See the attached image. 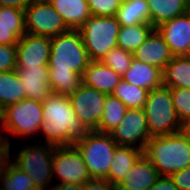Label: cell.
<instances>
[{
	"label": "cell",
	"mask_w": 190,
	"mask_h": 190,
	"mask_svg": "<svg viewBox=\"0 0 190 190\" xmlns=\"http://www.w3.org/2000/svg\"><path fill=\"white\" fill-rule=\"evenodd\" d=\"M42 108L44 122L39 135H44V143L54 147L69 146L89 132L76 116L68 96L51 93L42 102Z\"/></svg>",
	"instance_id": "cell-1"
},
{
	"label": "cell",
	"mask_w": 190,
	"mask_h": 190,
	"mask_svg": "<svg viewBox=\"0 0 190 190\" xmlns=\"http://www.w3.org/2000/svg\"><path fill=\"white\" fill-rule=\"evenodd\" d=\"M144 155L160 176H170L190 166V142L180 132L152 137Z\"/></svg>",
	"instance_id": "cell-2"
},
{
	"label": "cell",
	"mask_w": 190,
	"mask_h": 190,
	"mask_svg": "<svg viewBox=\"0 0 190 190\" xmlns=\"http://www.w3.org/2000/svg\"><path fill=\"white\" fill-rule=\"evenodd\" d=\"M54 149L47 143L25 144L16 152L12 150V163L33 179L38 190H51L55 177L52 169Z\"/></svg>",
	"instance_id": "cell-3"
},
{
	"label": "cell",
	"mask_w": 190,
	"mask_h": 190,
	"mask_svg": "<svg viewBox=\"0 0 190 190\" xmlns=\"http://www.w3.org/2000/svg\"><path fill=\"white\" fill-rule=\"evenodd\" d=\"M90 62L78 30L70 29L51 38L49 70L73 71L82 75Z\"/></svg>",
	"instance_id": "cell-4"
},
{
	"label": "cell",
	"mask_w": 190,
	"mask_h": 190,
	"mask_svg": "<svg viewBox=\"0 0 190 190\" xmlns=\"http://www.w3.org/2000/svg\"><path fill=\"white\" fill-rule=\"evenodd\" d=\"M80 152L91 179L107 180L117 146L108 133L89 131L73 144Z\"/></svg>",
	"instance_id": "cell-5"
},
{
	"label": "cell",
	"mask_w": 190,
	"mask_h": 190,
	"mask_svg": "<svg viewBox=\"0 0 190 190\" xmlns=\"http://www.w3.org/2000/svg\"><path fill=\"white\" fill-rule=\"evenodd\" d=\"M42 101L23 99L1 111L0 134L8 132L14 137H36L44 122Z\"/></svg>",
	"instance_id": "cell-6"
},
{
	"label": "cell",
	"mask_w": 190,
	"mask_h": 190,
	"mask_svg": "<svg viewBox=\"0 0 190 190\" xmlns=\"http://www.w3.org/2000/svg\"><path fill=\"white\" fill-rule=\"evenodd\" d=\"M120 23L115 16H91L78 29L91 61H100L117 46Z\"/></svg>",
	"instance_id": "cell-7"
},
{
	"label": "cell",
	"mask_w": 190,
	"mask_h": 190,
	"mask_svg": "<svg viewBox=\"0 0 190 190\" xmlns=\"http://www.w3.org/2000/svg\"><path fill=\"white\" fill-rule=\"evenodd\" d=\"M143 110L151 138L179 132L181 122L173 106L170 88L162 86L149 91Z\"/></svg>",
	"instance_id": "cell-8"
},
{
	"label": "cell",
	"mask_w": 190,
	"mask_h": 190,
	"mask_svg": "<svg viewBox=\"0 0 190 190\" xmlns=\"http://www.w3.org/2000/svg\"><path fill=\"white\" fill-rule=\"evenodd\" d=\"M26 33L56 37L70 29L48 0H33L24 10Z\"/></svg>",
	"instance_id": "cell-9"
},
{
	"label": "cell",
	"mask_w": 190,
	"mask_h": 190,
	"mask_svg": "<svg viewBox=\"0 0 190 190\" xmlns=\"http://www.w3.org/2000/svg\"><path fill=\"white\" fill-rule=\"evenodd\" d=\"M56 184L83 185L92 180L79 150L74 145L55 147L52 161Z\"/></svg>",
	"instance_id": "cell-10"
},
{
	"label": "cell",
	"mask_w": 190,
	"mask_h": 190,
	"mask_svg": "<svg viewBox=\"0 0 190 190\" xmlns=\"http://www.w3.org/2000/svg\"><path fill=\"white\" fill-rule=\"evenodd\" d=\"M117 145L145 151L151 136L143 109H128L118 126L109 133Z\"/></svg>",
	"instance_id": "cell-11"
},
{
	"label": "cell",
	"mask_w": 190,
	"mask_h": 190,
	"mask_svg": "<svg viewBox=\"0 0 190 190\" xmlns=\"http://www.w3.org/2000/svg\"><path fill=\"white\" fill-rule=\"evenodd\" d=\"M106 96L83 84L68 96L76 116L88 131L98 132Z\"/></svg>",
	"instance_id": "cell-12"
},
{
	"label": "cell",
	"mask_w": 190,
	"mask_h": 190,
	"mask_svg": "<svg viewBox=\"0 0 190 190\" xmlns=\"http://www.w3.org/2000/svg\"><path fill=\"white\" fill-rule=\"evenodd\" d=\"M17 47V67H38L49 64L51 38L26 33Z\"/></svg>",
	"instance_id": "cell-13"
},
{
	"label": "cell",
	"mask_w": 190,
	"mask_h": 190,
	"mask_svg": "<svg viewBox=\"0 0 190 190\" xmlns=\"http://www.w3.org/2000/svg\"><path fill=\"white\" fill-rule=\"evenodd\" d=\"M173 56H184L190 44V14L187 12L155 28Z\"/></svg>",
	"instance_id": "cell-14"
},
{
	"label": "cell",
	"mask_w": 190,
	"mask_h": 190,
	"mask_svg": "<svg viewBox=\"0 0 190 190\" xmlns=\"http://www.w3.org/2000/svg\"><path fill=\"white\" fill-rule=\"evenodd\" d=\"M16 72L26 91V98L45 101L52 93L49 84V66L17 67Z\"/></svg>",
	"instance_id": "cell-15"
},
{
	"label": "cell",
	"mask_w": 190,
	"mask_h": 190,
	"mask_svg": "<svg viewBox=\"0 0 190 190\" xmlns=\"http://www.w3.org/2000/svg\"><path fill=\"white\" fill-rule=\"evenodd\" d=\"M133 58L163 71L172 60L173 55L163 37L154 29L139 48L133 52Z\"/></svg>",
	"instance_id": "cell-16"
},
{
	"label": "cell",
	"mask_w": 190,
	"mask_h": 190,
	"mask_svg": "<svg viewBox=\"0 0 190 190\" xmlns=\"http://www.w3.org/2000/svg\"><path fill=\"white\" fill-rule=\"evenodd\" d=\"M122 80L112 68L100 61H91L82 74V84L110 95Z\"/></svg>",
	"instance_id": "cell-17"
},
{
	"label": "cell",
	"mask_w": 190,
	"mask_h": 190,
	"mask_svg": "<svg viewBox=\"0 0 190 190\" xmlns=\"http://www.w3.org/2000/svg\"><path fill=\"white\" fill-rule=\"evenodd\" d=\"M159 177L156 168L143 154L116 188L118 190H148Z\"/></svg>",
	"instance_id": "cell-18"
},
{
	"label": "cell",
	"mask_w": 190,
	"mask_h": 190,
	"mask_svg": "<svg viewBox=\"0 0 190 190\" xmlns=\"http://www.w3.org/2000/svg\"><path fill=\"white\" fill-rule=\"evenodd\" d=\"M122 79L139 88L147 89L148 91L163 86V74L161 69L134 58L130 68L122 76Z\"/></svg>",
	"instance_id": "cell-19"
},
{
	"label": "cell",
	"mask_w": 190,
	"mask_h": 190,
	"mask_svg": "<svg viewBox=\"0 0 190 190\" xmlns=\"http://www.w3.org/2000/svg\"><path fill=\"white\" fill-rule=\"evenodd\" d=\"M25 34L24 10L0 7V44H17Z\"/></svg>",
	"instance_id": "cell-20"
},
{
	"label": "cell",
	"mask_w": 190,
	"mask_h": 190,
	"mask_svg": "<svg viewBox=\"0 0 190 190\" xmlns=\"http://www.w3.org/2000/svg\"><path fill=\"white\" fill-rule=\"evenodd\" d=\"M48 1L71 30H78L92 16L87 0Z\"/></svg>",
	"instance_id": "cell-21"
},
{
	"label": "cell",
	"mask_w": 190,
	"mask_h": 190,
	"mask_svg": "<svg viewBox=\"0 0 190 190\" xmlns=\"http://www.w3.org/2000/svg\"><path fill=\"white\" fill-rule=\"evenodd\" d=\"M143 154L137 148L117 145L108 171V181L117 186Z\"/></svg>",
	"instance_id": "cell-22"
},
{
	"label": "cell",
	"mask_w": 190,
	"mask_h": 190,
	"mask_svg": "<svg viewBox=\"0 0 190 190\" xmlns=\"http://www.w3.org/2000/svg\"><path fill=\"white\" fill-rule=\"evenodd\" d=\"M150 11V24L159 25L187 13L188 0H146Z\"/></svg>",
	"instance_id": "cell-23"
},
{
	"label": "cell",
	"mask_w": 190,
	"mask_h": 190,
	"mask_svg": "<svg viewBox=\"0 0 190 190\" xmlns=\"http://www.w3.org/2000/svg\"><path fill=\"white\" fill-rule=\"evenodd\" d=\"M162 74L163 86L190 89V59L184 56H173Z\"/></svg>",
	"instance_id": "cell-24"
},
{
	"label": "cell",
	"mask_w": 190,
	"mask_h": 190,
	"mask_svg": "<svg viewBox=\"0 0 190 190\" xmlns=\"http://www.w3.org/2000/svg\"><path fill=\"white\" fill-rule=\"evenodd\" d=\"M115 17L121 26L150 23L148 2L146 0H122Z\"/></svg>",
	"instance_id": "cell-25"
},
{
	"label": "cell",
	"mask_w": 190,
	"mask_h": 190,
	"mask_svg": "<svg viewBox=\"0 0 190 190\" xmlns=\"http://www.w3.org/2000/svg\"><path fill=\"white\" fill-rule=\"evenodd\" d=\"M26 98V91L16 72H0V110Z\"/></svg>",
	"instance_id": "cell-26"
},
{
	"label": "cell",
	"mask_w": 190,
	"mask_h": 190,
	"mask_svg": "<svg viewBox=\"0 0 190 190\" xmlns=\"http://www.w3.org/2000/svg\"><path fill=\"white\" fill-rule=\"evenodd\" d=\"M155 28L150 23H141L133 26H121L117 46L133 53L146 40Z\"/></svg>",
	"instance_id": "cell-27"
},
{
	"label": "cell",
	"mask_w": 190,
	"mask_h": 190,
	"mask_svg": "<svg viewBox=\"0 0 190 190\" xmlns=\"http://www.w3.org/2000/svg\"><path fill=\"white\" fill-rule=\"evenodd\" d=\"M128 108L112 94L107 95L104 100L103 114L98 124V132L110 133L123 119Z\"/></svg>",
	"instance_id": "cell-28"
},
{
	"label": "cell",
	"mask_w": 190,
	"mask_h": 190,
	"mask_svg": "<svg viewBox=\"0 0 190 190\" xmlns=\"http://www.w3.org/2000/svg\"><path fill=\"white\" fill-rule=\"evenodd\" d=\"M52 93L69 96L82 85V75L73 71L49 70Z\"/></svg>",
	"instance_id": "cell-29"
},
{
	"label": "cell",
	"mask_w": 190,
	"mask_h": 190,
	"mask_svg": "<svg viewBox=\"0 0 190 190\" xmlns=\"http://www.w3.org/2000/svg\"><path fill=\"white\" fill-rule=\"evenodd\" d=\"M148 93L149 91L147 89L139 88L122 79L115 87L112 95L120 99L128 109H143Z\"/></svg>",
	"instance_id": "cell-30"
},
{
	"label": "cell",
	"mask_w": 190,
	"mask_h": 190,
	"mask_svg": "<svg viewBox=\"0 0 190 190\" xmlns=\"http://www.w3.org/2000/svg\"><path fill=\"white\" fill-rule=\"evenodd\" d=\"M0 190H38L27 173L21 171L13 163L9 165L5 175L0 179Z\"/></svg>",
	"instance_id": "cell-31"
},
{
	"label": "cell",
	"mask_w": 190,
	"mask_h": 190,
	"mask_svg": "<svg viewBox=\"0 0 190 190\" xmlns=\"http://www.w3.org/2000/svg\"><path fill=\"white\" fill-rule=\"evenodd\" d=\"M132 60L133 53L116 47L111 49L104 57H102L100 62L112 68L117 74L123 76L130 68Z\"/></svg>",
	"instance_id": "cell-32"
},
{
	"label": "cell",
	"mask_w": 190,
	"mask_h": 190,
	"mask_svg": "<svg viewBox=\"0 0 190 190\" xmlns=\"http://www.w3.org/2000/svg\"><path fill=\"white\" fill-rule=\"evenodd\" d=\"M176 115L180 122L190 118V89L170 88Z\"/></svg>",
	"instance_id": "cell-33"
},
{
	"label": "cell",
	"mask_w": 190,
	"mask_h": 190,
	"mask_svg": "<svg viewBox=\"0 0 190 190\" xmlns=\"http://www.w3.org/2000/svg\"><path fill=\"white\" fill-rule=\"evenodd\" d=\"M93 16H115L122 0H87Z\"/></svg>",
	"instance_id": "cell-34"
},
{
	"label": "cell",
	"mask_w": 190,
	"mask_h": 190,
	"mask_svg": "<svg viewBox=\"0 0 190 190\" xmlns=\"http://www.w3.org/2000/svg\"><path fill=\"white\" fill-rule=\"evenodd\" d=\"M17 68V47L0 44V72H10Z\"/></svg>",
	"instance_id": "cell-35"
},
{
	"label": "cell",
	"mask_w": 190,
	"mask_h": 190,
	"mask_svg": "<svg viewBox=\"0 0 190 190\" xmlns=\"http://www.w3.org/2000/svg\"><path fill=\"white\" fill-rule=\"evenodd\" d=\"M11 141L9 135L0 134V179L5 175L7 168L12 163Z\"/></svg>",
	"instance_id": "cell-36"
},
{
	"label": "cell",
	"mask_w": 190,
	"mask_h": 190,
	"mask_svg": "<svg viewBox=\"0 0 190 190\" xmlns=\"http://www.w3.org/2000/svg\"><path fill=\"white\" fill-rule=\"evenodd\" d=\"M179 190H190V166L170 175Z\"/></svg>",
	"instance_id": "cell-37"
},
{
	"label": "cell",
	"mask_w": 190,
	"mask_h": 190,
	"mask_svg": "<svg viewBox=\"0 0 190 190\" xmlns=\"http://www.w3.org/2000/svg\"><path fill=\"white\" fill-rule=\"evenodd\" d=\"M116 186L107 180L92 179L82 185V190H116Z\"/></svg>",
	"instance_id": "cell-38"
},
{
	"label": "cell",
	"mask_w": 190,
	"mask_h": 190,
	"mask_svg": "<svg viewBox=\"0 0 190 190\" xmlns=\"http://www.w3.org/2000/svg\"><path fill=\"white\" fill-rule=\"evenodd\" d=\"M148 190H179L170 176H160Z\"/></svg>",
	"instance_id": "cell-39"
},
{
	"label": "cell",
	"mask_w": 190,
	"mask_h": 190,
	"mask_svg": "<svg viewBox=\"0 0 190 190\" xmlns=\"http://www.w3.org/2000/svg\"><path fill=\"white\" fill-rule=\"evenodd\" d=\"M33 0H0V7H11L25 10Z\"/></svg>",
	"instance_id": "cell-40"
},
{
	"label": "cell",
	"mask_w": 190,
	"mask_h": 190,
	"mask_svg": "<svg viewBox=\"0 0 190 190\" xmlns=\"http://www.w3.org/2000/svg\"><path fill=\"white\" fill-rule=\"evenodd\" d=\"M179 132L190 142V118L180 123Z\"/></svg>",
	"instance_id": "cell-41"
},
{
	"label": "cell",
	"mask_w": 190,
	"mask_h": 190,
	"mask_svg": "<svg viewBox=\"0 0 190 190\" xmlns=\"http://www.w3.org/2000/svg\"><path fill=\"white\" fill-rule=\"evenodd\" d=\"M51 190H82V185L75 184H53Z\"/></svg>",
	"instance_id": "cell-42"
},
{
	"label": "cell",
	"mask_w": 190,
	"mask_h": 190,
	"mask_svg": "<svg viewBox=\"0 0 190 190\" xmlns=\"http://www.w3.org/2000/svg\"><path fill=\"white\" fill-rule=\"evenodd\" d=\"M184 57L190 59V44H189V47H188Z\"/></svg>",
	"instance_id": "cell-43"
},
{
	"label": "cell",
	"mask_w": 190,
	"mask_h": 190,
	"mask_svg": "<svg viewBox=\"0 0 190 190\" xmlns=\"http://www.w3.org/2000/svg\"><path fill=\"white\" fill-rule=\"evenodd\" d=\"M187 12L190 14V0H188V9Z\"/></svg>",
	"instance_id": "cell-44"
}]
</instances>
